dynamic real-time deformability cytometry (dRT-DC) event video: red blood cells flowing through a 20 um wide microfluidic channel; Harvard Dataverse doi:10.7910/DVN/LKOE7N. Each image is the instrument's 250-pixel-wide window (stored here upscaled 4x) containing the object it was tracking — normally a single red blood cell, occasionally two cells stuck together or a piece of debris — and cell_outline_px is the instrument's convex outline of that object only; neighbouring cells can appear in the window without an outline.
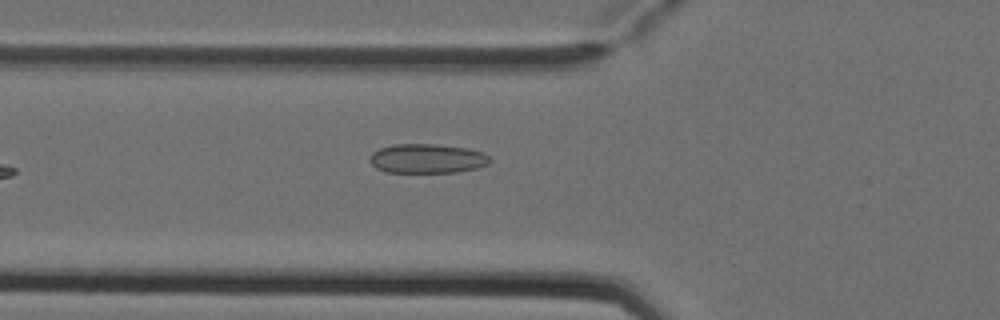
{"species": "Egyptian fruit bat (a non-hibernating species)", "species_latin": "Rousettus aegyptiacus", "temperature_condition": "cold", "stored_images_in_passage": 7, "camera_frame_rate_fps": 3000, "um_per_image_px": 0.085, "animal": {"sex": "female"}, "frame": {"image": 1, "passage_image": 7, "time_ms": 2.0, "image_size_px": [1000, 320], "cell_outline_px": [[492, 160], [488, 164], [476, 168], [456, 172], [384, 172], [376, 168], [368, 160], [372, 152], [380, 148], [392, 144], [436, 144], [464, 148], [484, 152]], "centroid_in_image_um": [36.28, 13.47], "position_along_channel_um": 89.5, "area_um2": 20.58}}